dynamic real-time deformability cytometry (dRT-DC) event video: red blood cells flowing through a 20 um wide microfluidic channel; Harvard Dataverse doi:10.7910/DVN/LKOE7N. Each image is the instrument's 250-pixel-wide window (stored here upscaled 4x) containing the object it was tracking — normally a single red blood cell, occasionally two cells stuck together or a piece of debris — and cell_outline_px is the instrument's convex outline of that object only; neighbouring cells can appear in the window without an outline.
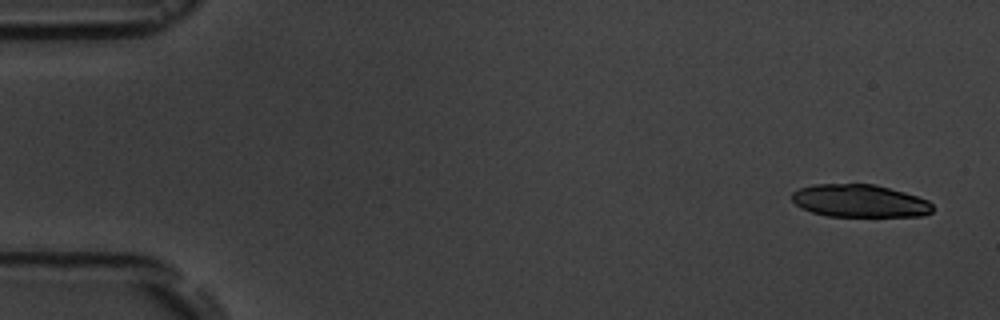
{"species": "common noctule bat (a hibernating species)", "species_latin": "Nyctalus noctula", "temperature_condition": "room temperature", "stored_images_in_passage": 4, "camera_frame_rate_fps": 3000, "um_per_image_px": 0.085, "animal": {"sex": "male", "body_mass_g": 19.5, "forearm_length_mm": 54.6}, "frame": {"image": 1, "passage_image": 1, "time_ms": 0.0, "image_size_px": [1000, 320], "cell_outline_px": [[932, 212], [924, 216], [828, 216], [812, 212], [800, 208], [792, 200], [792, 192], [800, 188], [812, 184], [876, 184], [904, 192], [928, 200], [932, 204]], "centroid_in_image_um": [73.06, 17.07], "position_along_channel_um": 11.9, "area_um2": 26.88}}